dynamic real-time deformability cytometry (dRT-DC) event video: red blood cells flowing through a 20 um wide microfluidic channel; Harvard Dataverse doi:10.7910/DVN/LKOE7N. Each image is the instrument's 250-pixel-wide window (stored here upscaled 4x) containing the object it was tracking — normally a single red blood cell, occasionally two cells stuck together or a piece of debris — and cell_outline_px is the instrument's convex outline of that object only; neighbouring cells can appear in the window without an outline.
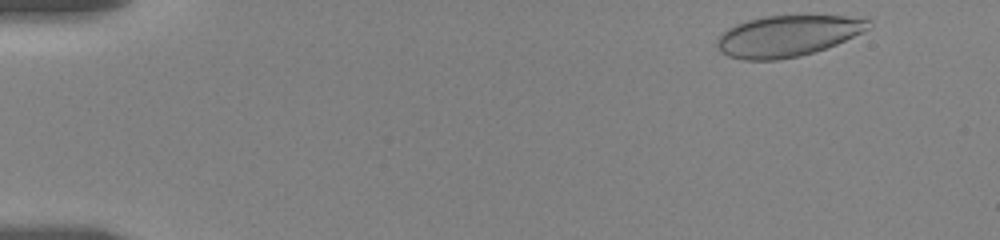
{"species": "human", "species_latin": "Homo sapiens", "temperature_condition": "room temperature", "stored_images_in_passage": 7, "camera_frame_rate_fps": 3000, "um_per_image_px": 0.085, "donor": {"sex": "female"}, "frame": {"image": 1, "passage_image": 1, "time_ms": 0.0, "image_size_px": [1000, 240], "cell_outline_px": [[872, 28], [864, 32], [836, 44], [800, 56], [776, 60], [744, 60], [728, 56], [720, 52], [716, 44], [716, 40], [728, 28], [736, 24], [748, 20], [764, 16], [868, 16], [872, 20]], "centroid_in_image_um": [67.01, 3.04], "position_along_channel_um": 18.0, "area_um2": 36.59}}